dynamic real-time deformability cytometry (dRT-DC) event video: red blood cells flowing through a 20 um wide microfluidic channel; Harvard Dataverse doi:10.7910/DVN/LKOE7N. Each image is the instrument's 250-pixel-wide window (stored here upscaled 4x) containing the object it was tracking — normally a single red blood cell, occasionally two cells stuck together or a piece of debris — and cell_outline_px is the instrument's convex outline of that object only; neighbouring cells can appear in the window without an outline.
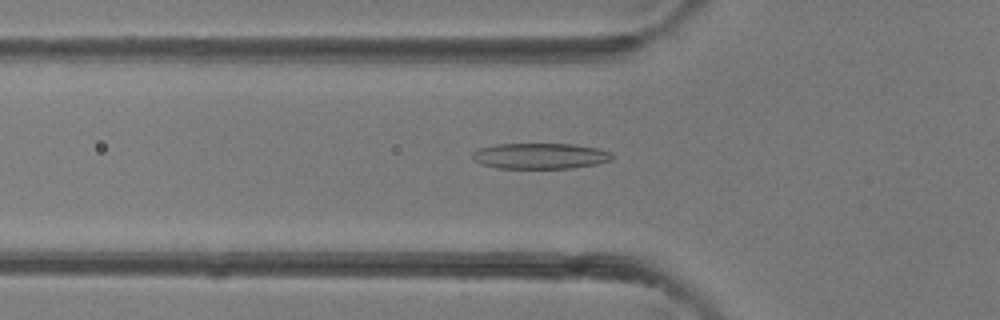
{"species": "common noctule bat (a hibernating species)", "species_latin": "Nyctalus noctula", "temperature_condition": "room temperature", "stored_images_in_passage": 40, "camera_frame_rate_fps": 3000, "um_per_image_px": 0.085, "animal": {"sex": "female"}, "frame": {"image": 1, "passage_image": 13, "time_ms": 4.0, "image_size_px": [1000, 320], "cell_outline_px": [[612, 160], [596, 164], [572, 168], [496, 168], [480, 164], [472, 160], [472, 152], [480, 148], [496, 144], [572, 144], [600, 148], [612, 152]], "centroid_in_image_um": [45.91, 13.26], "position_along_channel_um": 79.9, "area_um2": 21.15}}
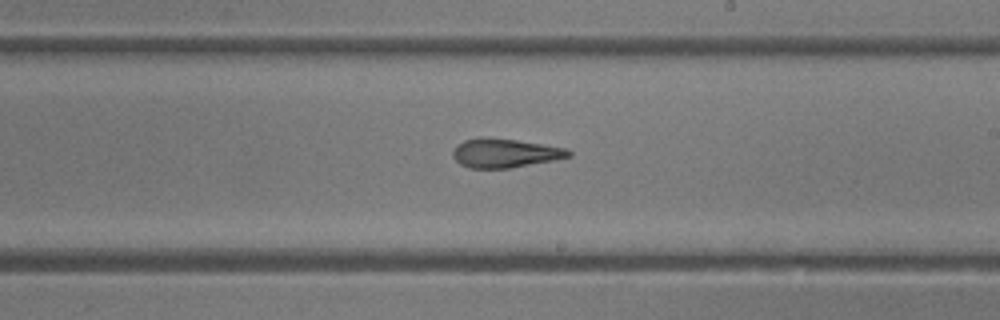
{"frame": {"image": 2, "passage_image": 23, "time_ms": 7.333, "image_size_px": [1000, 320], "cell_outline_px": [[572, 156], [552, 160], [508, 168], [468, 168], [460, 164], [452, 156], [452, 152], [456, 144], [464, 140], [480, 136], [516, 140], [564, 148], [572, 152]], "centroid_in_image_um": [42.84, 13.0], "position_along_channel_um": 246.2, "area_um2": 19.42}}
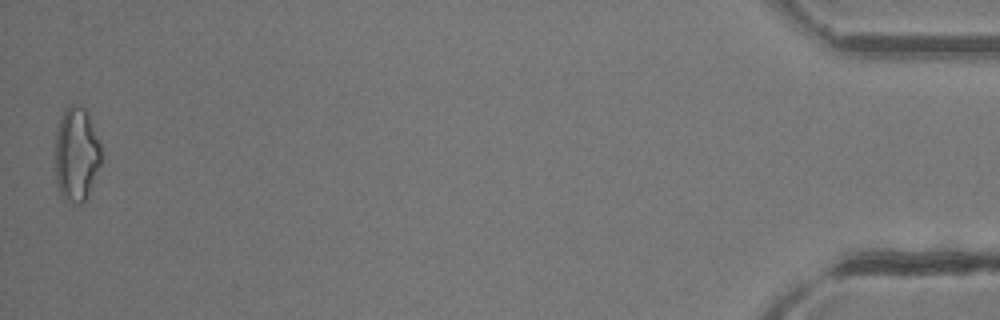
{"frame": {"image": 3, "passage_image": 40, "time_ms": 13.0, "image_size_px": [1000, 320], "cell_outline_px": [[100, 164], [88, 196], [80, 204], [72, 204], [64, 200], [60, 196], [56, 180], [56, 132], [60, 116], [68, 104], [72, 104], [84, 108], [88, 116], [100, 144]], "centroid_in_image_um": [6.47, 13.15], "position_along_channel_um": 428.7, "area_um2": 25.14}}